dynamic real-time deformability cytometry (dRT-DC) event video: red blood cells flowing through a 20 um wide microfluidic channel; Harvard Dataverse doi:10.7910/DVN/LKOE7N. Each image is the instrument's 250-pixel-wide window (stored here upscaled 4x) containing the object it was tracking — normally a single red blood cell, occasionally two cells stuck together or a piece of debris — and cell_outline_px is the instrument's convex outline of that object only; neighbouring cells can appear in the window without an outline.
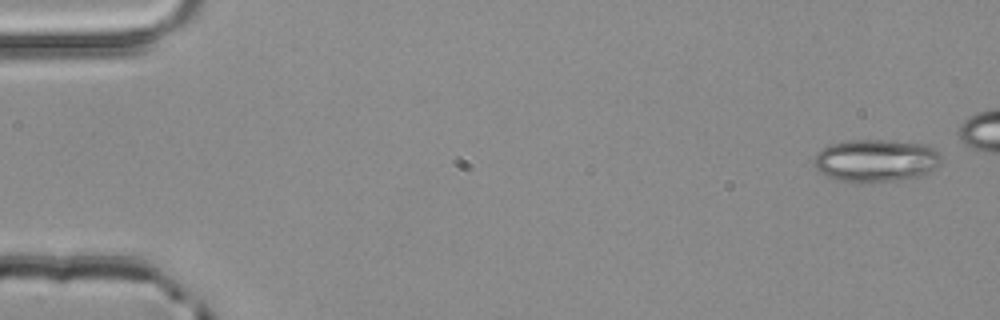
{"species": "common noctule bat (a hibernating species)", "species_latin": "Nyctalus noctula", "temperature_condition": "room temperature", "stored_images_in_passage": 3, "camera_frame_rate_fps": 3000, "um_per_image_px": 0.085, "animal": {"sex": "male", "body_mass_g": 20.4}, "frame": {"image": 1, "passage_image": 1, "time_ms": 0.0, "image_size_px": [1000, 320], "cell_outline_px": [[940, 164], [924, 176], [912, 180], [836, 180], [820, 172], [816, 168], [816, 152], [828, 144], [848, 140], [888, 140], [924, 144], [932, 148], [940, 156]], "centroid_in_image_um": [74.48, 13.62], "position_along_channel_um": 10.5, "area_um2": 31.21}}